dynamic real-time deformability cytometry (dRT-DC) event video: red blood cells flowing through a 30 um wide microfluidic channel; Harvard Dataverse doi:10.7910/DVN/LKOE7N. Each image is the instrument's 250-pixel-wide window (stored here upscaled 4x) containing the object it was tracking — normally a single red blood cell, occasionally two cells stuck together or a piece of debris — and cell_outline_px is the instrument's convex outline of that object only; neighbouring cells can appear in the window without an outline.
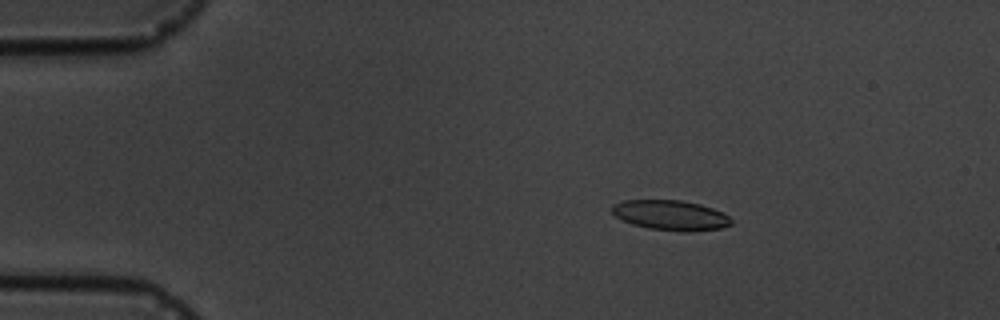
{"species": "common noctule bat (a hibernating species)", "species_latin": "Nyctalus noctula", "temperature_condition": "cold", "stored_images_in_passage": 5, "camera_frame_rate_fps": 3000, "um_per_image_px": 0.085, "animal": {"sex": "male", "body_mass_g": 19.5, "forearm_length_mm": 54.6}, "frame": {"image": 1, "passage_image": 3, "time_ms": 2.333, "image_size_px": [1000, 320], "cell_outline_px": [[732, 224], [720, 228], [692, 232], [684, 232], [648, 228], [632, 224], [616, 216], [612, 212], [612, 204], [624, 200], [680, 200], [700, 204], [712, 208], [728, 216], [732, 220]], "centroid_in_image_um": [57.0, 18.3], "position_along_channel_um": 28.0, "area_um2": 20.81}}